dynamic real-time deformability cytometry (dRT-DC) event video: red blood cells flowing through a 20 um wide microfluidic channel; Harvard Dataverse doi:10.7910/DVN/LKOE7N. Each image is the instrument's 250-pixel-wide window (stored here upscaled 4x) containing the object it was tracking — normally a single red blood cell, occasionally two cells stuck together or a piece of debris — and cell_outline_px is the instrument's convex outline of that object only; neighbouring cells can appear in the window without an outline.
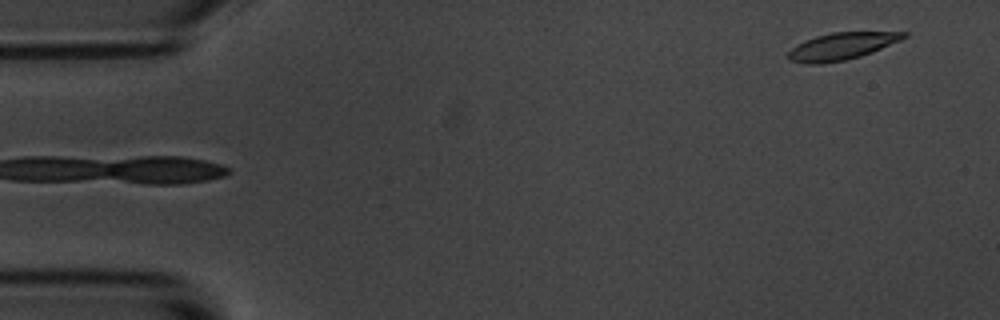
{"species": "common noctule bat (a hibernating species)", "species_latin": "Nyctalus noctula", "temperature_condition": "room temperature", "stored_images_in_passage": 4, "camera_frame_rate_fps": 3000, "um_per_image_px": 0.085, "animal": {"sex": "male", "body_mass_g": 20.1, "forearm_length_mm": 53.5}, "frame": {"image": 1, "passage_image": 4, "time_ms": 4.0, "image_size_px": [1000, 320], "cell_outline_px": [[908, 36], [900, 40], [872, 52], [860, 56], [844, 60], [820, 64], [804, 64], [788, 60], [788, 52], [796, 44], [804, 40], [816, 36], [832, 32], [908, 32]], "centroid_in_image_um": [71.5, 3.93], "position_along_channel_um": 13.5, "area_um2": 18.21}}